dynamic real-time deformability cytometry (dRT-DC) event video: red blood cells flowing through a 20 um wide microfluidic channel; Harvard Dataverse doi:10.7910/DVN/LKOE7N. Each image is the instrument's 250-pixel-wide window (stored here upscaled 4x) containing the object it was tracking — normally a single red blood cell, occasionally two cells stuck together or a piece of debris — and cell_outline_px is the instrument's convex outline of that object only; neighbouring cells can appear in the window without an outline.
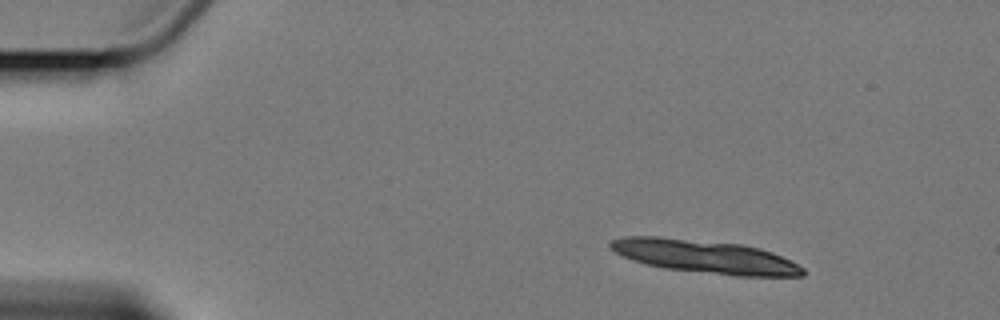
{"species": "Egyptian fruit bat (a non-hibernating species)", "species_latin": "Rousettus aegyptiacus", "temperature_condition": "cold", "stored_images_in_passage": 4, "segment_of_instrument_passage": [1, 2], "camera_frame_rate_fps": 3000, "um_per_image_px": 0.085, "animal": {"sex": "female"}, "frame": {"image": 1, "passage_image": 1, "time_ms": 0.0, "image_size_px": [1000, 320], "cell_outline_px": [[804, 276], [736, 276], [664, 268], [632, 260], [616, 252], [608, 244], [612, 240], [628, 236], [656, 236], [740, 244], [760, 248], [772, 252], [804, 268]], "centroid_in_image_um": [59.93, 21.81], "position_along_channel_um": 25.1, "area_um2": 36.82}}